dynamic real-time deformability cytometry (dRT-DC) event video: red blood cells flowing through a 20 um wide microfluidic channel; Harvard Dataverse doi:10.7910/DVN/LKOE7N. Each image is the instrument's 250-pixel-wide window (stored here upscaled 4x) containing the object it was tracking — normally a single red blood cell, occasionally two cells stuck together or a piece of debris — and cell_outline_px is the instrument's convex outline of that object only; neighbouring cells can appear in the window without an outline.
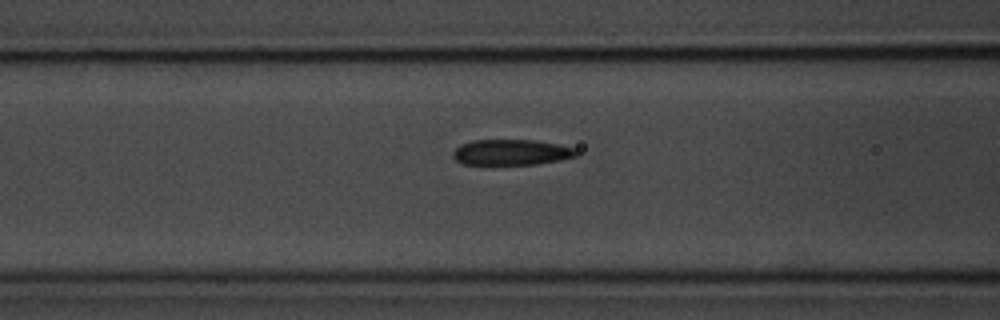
{"species": "common noctule bat (a hibernating species)", "species_latin": "Nyctalus noctula", "temperature_condition": "room temperature", "stored_images_in_passage": 34, "camera_frame_rate_fps": 3000, "um_per_image_px": 0.085, "animal": {"sex": "male", "body_mass_g": 20.1, "forearm_length_mm": 53.5}, "frame": {"image": 1, "passage_image": 5, "time_ms": 1.333, "image_size_px": [1000, 320], "cell_outline_px": [[580, 152], [576, 156], [560, 160], [536, 164], [464, 164], [456, 160], [452, 156], [452, 152], [460, 144], [472, 140], [532, 140], [556, 144], [576, 148]], "centroid_in_image_um": [43.46, 12.94], "position_along_channel_um": 123.1, "area_um2": 18.44}}
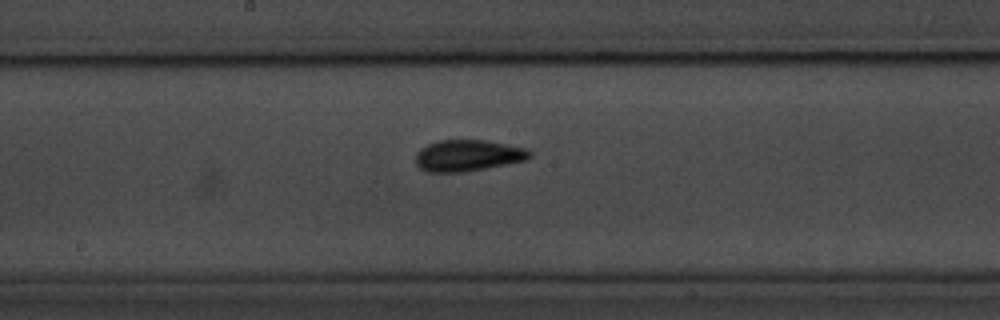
{"frame": {"image": 2, "passage_image": 12, "time_ms": 3.667, "image_size_px": [1000, 320], "cell_outline_px": [[532, 156], [528, 160], [464, 172], [428, 172], [420, 168], [416, 164], [416, 152], [420, 148], [428, 144], [440, 140], [484, 140], [524, 148], [532, 152]], "centroid_in_image_um": [39.76, 13.22], "position_along_channel_um": 208.4, "area_um2": 20.81}}
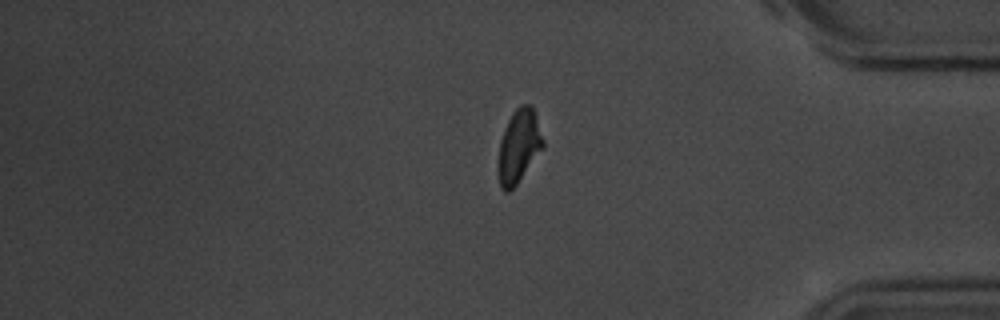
{"frame": {"image": 3, "passage_image": 29, "time_ms": 9.333, "image_size_px": [1000, 320], "cell_outline_px": [[544, 148], [516, 184], [508, 192], [504, 192], [500, 188], [496, 172], [496, 168], [500, 140], [504, 128], [512, 112], [520, 104], [532, 104], [544, 140]], "centroid_in_image_um": [44.07, 12.44], "position_along_channel_um": 391.1, "area_um2": 19.59}}